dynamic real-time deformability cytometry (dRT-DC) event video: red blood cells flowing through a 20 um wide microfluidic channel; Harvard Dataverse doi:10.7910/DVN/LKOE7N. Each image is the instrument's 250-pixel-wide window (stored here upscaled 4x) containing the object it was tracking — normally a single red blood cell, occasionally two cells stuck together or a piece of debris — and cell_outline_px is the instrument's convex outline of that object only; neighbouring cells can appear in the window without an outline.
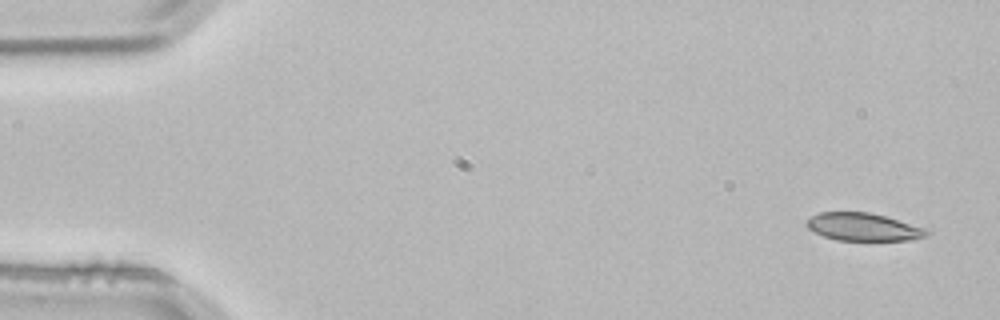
{"species": "common noctule bat (a hibernating species)", "species_latin": "Nyctalus noctula", "temperature_condition": "room temperature", "stored_images_in_passage": 3, "camera_frame_rate_fps": 3000, "um_per_image_px": 0.085, "animal": {"sex": "male", "body_mass_g": 21.5, "forearm_length_mm": 52.0}, "frame": {"image": 1, "passage_image": 1, "time_ms": 0.0, "image_size_px": [1000, 320], "cell_outline_px": [[932, 232], [928, 236], [912, 240], [836, 240], [824, 236], [808, 228], [804, 224], [812, 216], [820, 212], [868, 212], [884, 216], [928, 228]], "centroid_in_image_um": [73.44, 19.29], "position_along_channel_um": 11.6, "area_um2": 19.48}}
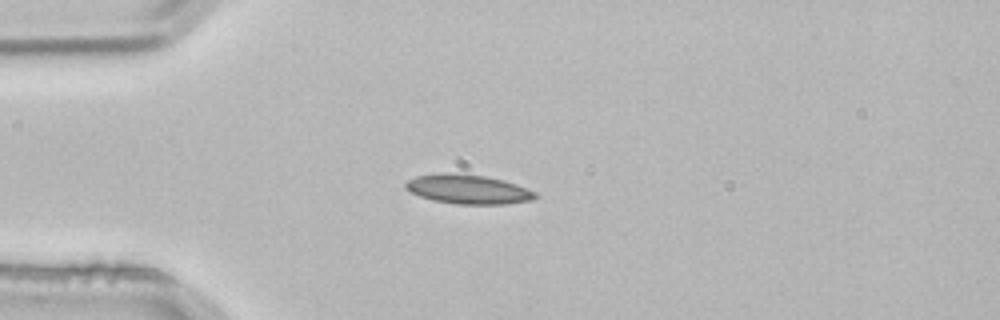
{"frame": {"image": 2, "passage_image": 3, "time_ms": 0.667, "image_size_px": [1000, 320], "cell_outline_px": [[536, 196], [532, 200], [504, 204], [456, 204], [432, 200], [420, 196], [404, 188], [404, 184], [408, 180], [416, 176], [436, 172], [460, 172], [484, 176], [504, 180], [516, 184], [536, 192]], "centroid_in_image_um": [39.74, 16.06], "position_along_channel_um": 45.3, "area_um2": 22.37}}